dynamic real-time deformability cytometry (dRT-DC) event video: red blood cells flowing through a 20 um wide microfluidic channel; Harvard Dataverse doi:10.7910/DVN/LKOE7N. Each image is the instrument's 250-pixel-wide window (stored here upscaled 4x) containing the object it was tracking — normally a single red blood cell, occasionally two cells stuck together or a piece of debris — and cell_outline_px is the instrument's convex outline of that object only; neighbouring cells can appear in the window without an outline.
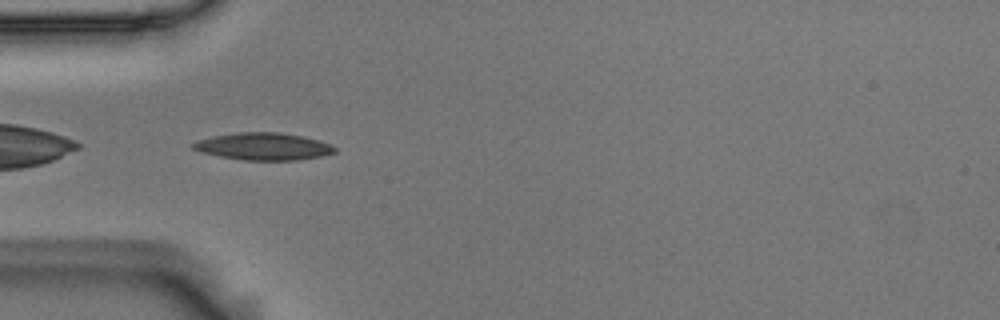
{"species": "Egyptian fruit bat (a non-hibernating species)", "species_latin": "Rousettus aegyptiacus", "temperature_condition": "room temperature", "stored_images_in_passage": 38, "camera_frame_rate_fps": 3000, "um_per_image_px": 0.085, "animal": {"sex": "male"}, "frame": {"image": 1, "passage_image": 1, "time_ms": 0.0, "image_size_px": [1000, 320], "cell_outline_px": [[336, 152], [324, 156], [296, 160], [244, 160], [220, 156], [200, 152], [192, 148], [192, 144], [196, 140], [212, 136], [236, 132], [280, 132], [304, 136], [332, 144], [336, 148]], "centroid_in_image_um": [22.41, 12.44], "position_along_channel_um": 62.6, "area_um2": 22.72}}
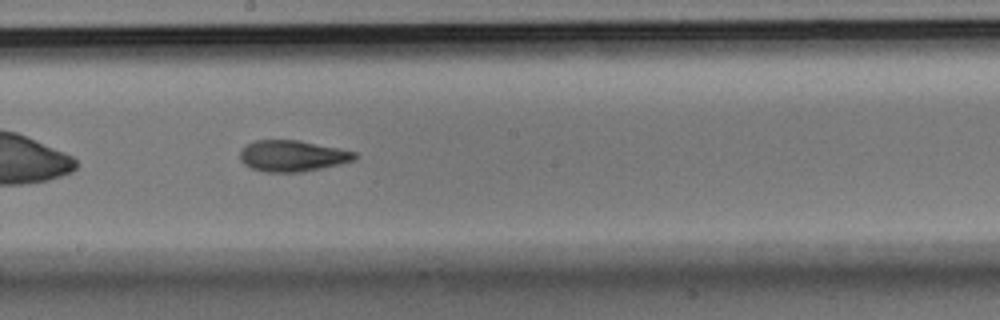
{"frame": {"image": 2, "passage_image": 14, "time_ms": 4.333, "image_size_px": [1000, 320], "cell_outline_px": [[356, 156], [352, 160], [340, 164], [300, 172], [264, 172], [252, 168], [244, 164], [240, 160], [240, 152], [248, 144], [256, 140], [300, 140], [340, 148], [356, 152]], "centroid_in_image_um": [24.85, 13.25], "position_along_channel_um": 223.4, "area_um2": 20.69}}
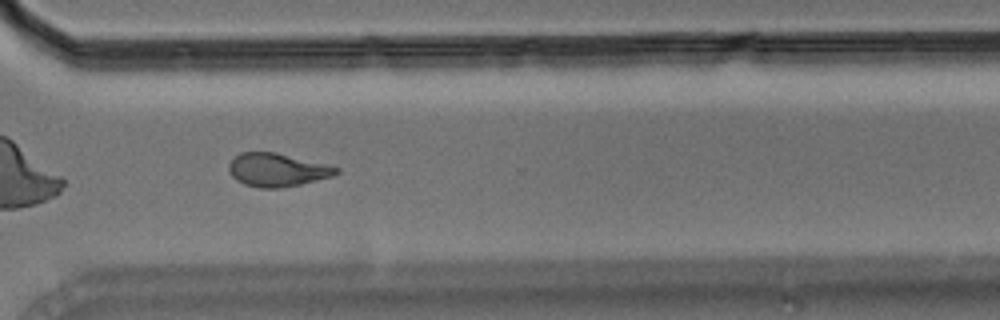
{"frame": {"image": 3, "passage_image": 24, "time_ms": 7.667, "image_size_px": [1000, 320], "cell_outline_px": [[340, 172], [332, 176], [300, 184], [280, 188], [260, 188], [244, 184], [236, 180], [228, 172], [228, 164], [240, 152], [276, 152], [328, 164], [340, 168]], "centroid_in_image_um": [23.56, 14.43], "position_along_channel_um": 347.0, "area_um2": 20.92}, "authors_computed_cell_mechanics": {"area_um2": 20.9236, "velocity_mm_per_s": 3.7185, "shape_relaxation_time_tau1_ms": 5.0903, "shape_relaxation_time_tau2_ms": 3.4266, "deformation_change_tau1": 0.1758, "deformation_change_tau2": 0.1118}}